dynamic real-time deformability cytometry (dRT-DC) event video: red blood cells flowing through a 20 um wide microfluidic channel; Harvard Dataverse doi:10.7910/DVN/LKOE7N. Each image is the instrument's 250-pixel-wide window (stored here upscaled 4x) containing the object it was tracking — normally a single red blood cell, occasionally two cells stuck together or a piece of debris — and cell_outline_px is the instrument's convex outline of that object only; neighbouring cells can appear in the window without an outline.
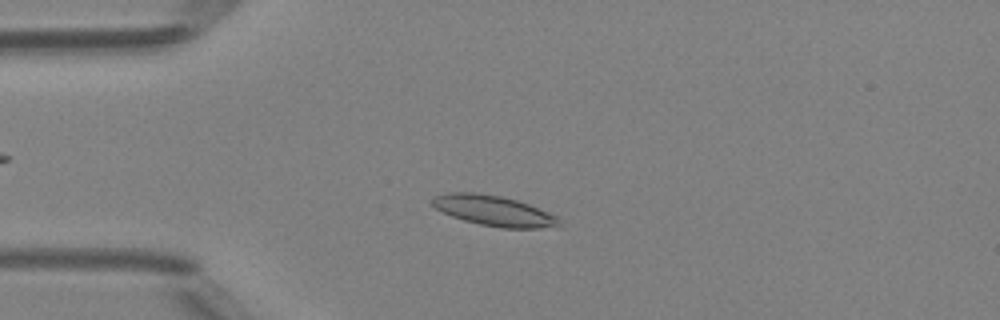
{"species": "Egyptian fruit bat (a non-hibernating species)", "species_latin": "Rousettus aegyptiacus", "temperature_condition": "room temperature", "stored_images_in_passage": 48, "camera_frame_rate_fps": 3000, "um_per_image_px": 0.085, "animal": {"sex": "female"}, "frame": {"image": 1, "passage_image": 11, "time_ms": 3.333, "image_size_px": [1000, 320], "cell_outline_px": [[560, 224], [540, 228], [500, 228], [480, 224], [464, 220], [452, 216], [436, 208], [432, 204], [432, 196], [448, 192], [476, 192], [500, 196], [516, 200], [528, 204], [548, 212], [556, 216], [560, 220]], "centroid_in_image_um": [41.93, 17.9], "position_along_channel_um": 43.1, "area_um2": 22.2}}
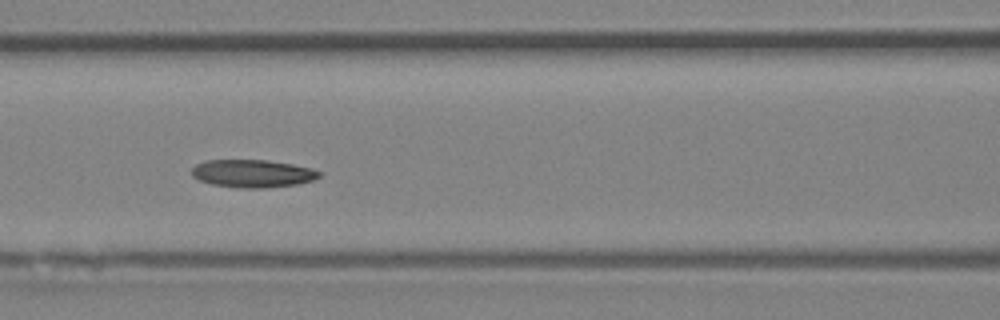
{"frame": {"image": 2, "passage_image": 20, "time_ms": 6.333, "image_size_px": [1000, 320], "cell_outline_px": [[320, 176], [312, 180], [296, 184], [264, 188], [236, 188], [212, 184], [200, 180], [192, 176], [192, 168], [196, 164], [204, 160], [268, 160], [292, 164], [312, 168], [320, 172]], "centroid_in_image_um": [21.44, 14.74], "position_along_channel_um": 145.2, "area_um2": 20.63}}
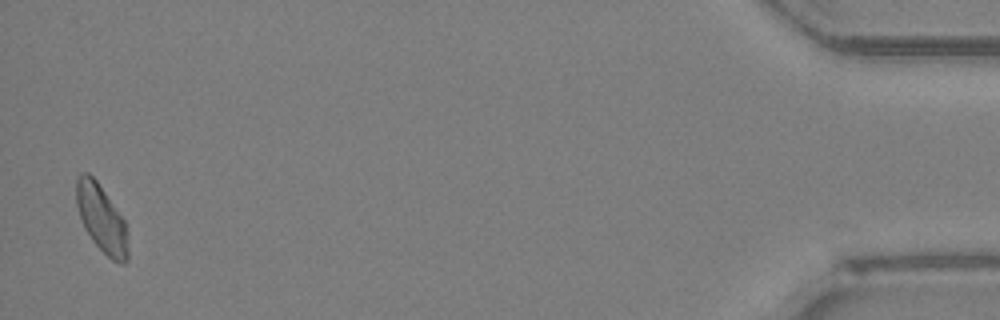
{"frame": {"image": 3, "passage_image": 47, "time_ms": 15.333, "image_size_px": [1000, 320], "cell_outline_px": [[128, 260], [124, 264], [120, 264], [112, 260], [92, 240], [84, 228], [76, 204], [76, 176], [80, 172], [88, 172], [96, 180], [124, 220], [128, 252]], "centroid_in_image_um": [8.6, 18.56], "position_along_channel_um": 426.6, "area_um2": 20.06}, "authors_computed_cell_mechanics": {"area_um2": 20.6346, "velocity_mm_per_s": 4.1466, "shape_relaxation_time_tau1_ms": 3.1341, "shape_relaxation_time_tau2_ms": 3.8353, "deformation_change_tau1": 0.0971, "deformation_change_tau2": 0.0983}}